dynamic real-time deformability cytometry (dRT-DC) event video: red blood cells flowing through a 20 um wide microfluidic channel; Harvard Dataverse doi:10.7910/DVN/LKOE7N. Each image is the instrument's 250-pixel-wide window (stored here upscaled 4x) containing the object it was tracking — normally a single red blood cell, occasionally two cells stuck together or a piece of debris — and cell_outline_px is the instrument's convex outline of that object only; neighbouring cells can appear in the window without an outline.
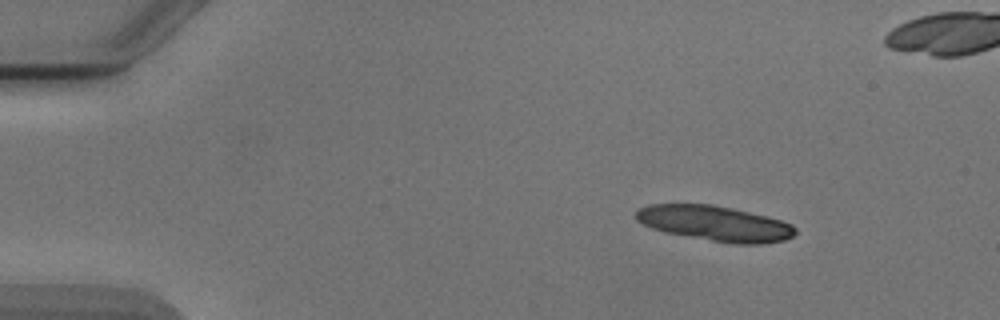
{"species": "Egyptian fruit bat (a non-hibernating species)", "species_latin": "Rousettus aegyptiacus", "temperature_condition": "cold", "stored_images_in_passage": 5, "camera_frame_rate_fps": 3000, "um_per_image_px": 0.085, "animal": {"sex": "male"}, "frame": {"image": 1, "passage_image": 2, "time_ms": 1.0, "image_size_px": [1000, 320], "cell_outline_px": [[796, 232], [792, 236], [784, 240], [764, 244], [736, 244], [664, 232], [652, 228], [636, 220], [636, 212], [640, 208], [648, 204], [712, 204], [768, 216], [792, 224], [796, 228]], "centroid_in_image_um": [60.79, 18.98], "position_along_channel_um": 24.2, "area_um2": 32.54}}